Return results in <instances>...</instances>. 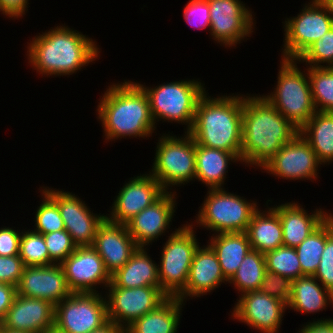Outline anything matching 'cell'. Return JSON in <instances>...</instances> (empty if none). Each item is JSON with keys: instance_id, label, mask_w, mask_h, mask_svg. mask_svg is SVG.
I'll return each instance as SVG.
<instances>
[{"instance_id": "51", "label": "cell", "mask_w": 333, "mask_h": 333, "mask_svg": "<svg viewBox=\"0 0 333 333\" xmlns=\"http://www.w3.org/2000/svg\"><path fill=\"white\" fill-rule=\"evenodd\" d=\"M327 219L331 222L332 228H333V215L331 213H327Z\"/></svg>"}, {"instance_id": "18", "label": "cell", "mask_w": 333, "mask_h": 333, "mask_svg": "<svg viewBox=\"0 0 333 333\" xmlns=\"http://www.w3.org/2000/svg\"><path fill=\"white\" fill-rule=\"evenodd\" d=\"M286 308V303L257 290L239 297L232 316L263 333H276Z\"/></svg>"}, {"instance_id": "7", "label": "cell", "mask_w": 333, "mask_h": 333, "mask_svg": "<svg viewBox=\"0 0 333 333\" xmlns=\"http://www.w3.org/2000/svg\"><path fill=\"white\" fill-rule=\"evenodd\" d=\"M193 225H184L166 241L158 265L161 290L168 297H178L186 288L193 256L199 246Z\"/></svg>"}, {"instance_id": "52", "label": "cell", "mask_w": 333, "mask_h": 333, "mask_svg": "<svg viewBox=\"0 0 333 333\" xmlns=\"http://www.w3.org/2000/svg\"><path fill=\"white\" fill-rule=\"evenodd\" d=\"M45 333H60V332H58V331L55 330V329H51V330H48V331L45 332Z\"/></svg>"}, {"instance_id": "17", "label": "cell", "mask_w": 333, "mask_h": 333, "mask_svg": "<svg viewBox=\"0 0 333 333\" xmlns=\"http://www.w3.org/2000/svg\"><path fill=\"white\" fill-rule=\"evenodd\" d=\"M147 175L133 177L120 188L111 216H106L108 221L125 225L165 193L161 184L150 173Z\"/></svg>"}, {"instance_id": "21", "label": "cell", "mask_w": 333, "mask_h": 333, "mask_svg": "<svg viewBox=\"0 0 333 333\" xmlns=\"http://www.w3.org/2000/svg\"><path fill=\"white\" fill-rule=\"evenodd\" d=\"M54 314L51 302L16 294L0 325L9 330L45 333L54 329Z\"/></svg>"}, {"instance_id": "41", "label": "cell", "mask_w": 333, "mask_h": 333, "mask_svg": "<svg viewBox=\"0 0 333 333\" xmlns=\"http://www.w3.org/2000/svg\"><path fill=\"white\" fill-rule=\"evenodd\" d=\"M292 283L291 279L266 270L259 291L288 304Z\"/></svg>"}, {"instance_id": "12", "label": "cell", "mask_w": 333, "mask_h": 333, "mask_svg": "<svg viewBox=\"0 0 333 333\" xmlns=\"http://www.w3.org/2000/svg\"><path fill=\"white\" fill-rule=\"evenodd\" d=\"M107 287L108 320L123 330L138 318L155 310L168 298L160 287L121 288L112 282Z\"/></svg>"}, {"instance_id": "15", "label": "cell", "mask_w": 333, "mask_h": 333, "mask_svg": "<svg viewBox=\"0 0 333 333\" xmlns=\"http://www.w3.org/2000/svg\"><path fill=\"white\" fill-rule=\"evenodd\" d=\"M60 265L72 293H95L97 284L107 287L111 282L103 259L92 246L77 247Z\"/></svg>"}, {"instance_id": "47", "label": "cell", "mask_w": 333, "mask_h": 333, "mask_svg": "<svg viewBox=\"0 0 333 333\" xmlns=\"http://www.w3.org/2000/svg\"><path fill=\"white\" fill-rule=\"evenodd\" d=\"M300 333H333V319H323L305 324Z\"/></svg>"}, {"instance_id": "25", "label": "cell", "mask_w": 333, "mask_h": 333, "mask_svg": "<svg viewBox=\"0 0 333 333\" xmlns=\"http://www.w3.org/2000/svg\"><path fill=\"white\" fill-rule=\"evenodd\" d=\"M144 247H139L129 261L113 275L111 282L121 288L160 287L158 266Z\"/></svg>"}, {"instance_id": "4", "label": "cell", "mask_w": 333, "mask_h": 333, "mask_svg": "<svg viewBox=\"0 0 333 333\" xmlns=\"http://www.w3.org/2000/svg\"><path fill=\"white\" fill-rule=\"evenodd\" d=\"M242 112V96L210 98L205 92L188 133L199 145L232 152L241 159Z\"/></svg>"}, {"instance_id": "3", "label": "cell", "mask_w": 333, "mask_h": 333, "mask_svg": "<svg viewBox=\"0 0 333 333\" xmlns=\"http://www.w3.org/2000/svg\"><path fill=\"white\" fill-rule=\"evenodd\" d=\"M97 111L108 141L124 136L148 137L156 128L148 96L136 82L124 80L109 86Z\"/></svg>"}, {"instance_id": "22", "label": "cell", "mask_w": 333, "mask_h": 333, "mask_svg": "<svg viewBox=\"0 0 333 333\" xmlns=\"http://www.w3.org/2000/svg\"><path fill=\"white\" fill-rule=\"evenodd\" d=\"M170 193V194H169ZM175 193L165 192L157 201L148 206L125 225L139 247L147 246L169 228L175 212Z\"/></svg>"}, {"instance_id": "8", "label": "cell", "mask_w": 333, "mask_h": 333, "mask_svg": "<svg viewBox=\"0 0 333 333\" xmlns=\"http://www.w3.org/2000/svg\"><path fill=\"white\" fill-rule=\"evenodd\" d=\"M185 133L183 138L167 134L158 140L150 174L161 184L165 192L169 190L168 187L195 179V141L188 132Z\"/></svg>"}, {"instance_id": "20", "label": "cell", "mask_w": 333, "mask_h": 333, "mask_svg": "<svg viewBox=\"0 0 333 333\" xmlns=\"http://www.w3.org/2000/svg\"><path fill=\"white\" fill-rule=\"evenodd\" d=\"M92 247L103 259L110 276L122 268L139 248L126 225L110 222L106 218L97 228Z\"/></svg>"}, {"instance_id": "13", "label": "cell", "mask_w": 333, "mask_h": 333, "mask_svg": "<svg viewBox=\"0 0 333 333\" xmlns=\"http://www.w3.org/2000/svg\"><path fill=\"white\" fill-rule=\"evenodd\" d=\"M210 9V33L217 43L232 47L249 37L252 12L240 0H207Z\"/></svg>"}, {"instance_id": "10", "label": "cell", "mask_w": 333, "mask_h": 333, "mask_svg": "<svg viewBox=\"0 0 333 333\" xmlns=\"http://www.w3.org/2000/svg\"><path fill=\"white\" fill-rule=\"evenodd\" d=\"M101 294L72 293L55 305L54 329L60 333H90L108 320L107 299Z\"/></svg>"}, {"instance_id": "36", "label": "cell", "mask_w": 333, "mask_h": 333, "mask_svg": "<svg viewBox=\"0 0 333 333\" xmlns=\"http://www.w3.org/2000/svg\"><path fill=\"white\" fill-rule=\"evenodd\" d=\"M19 257L24 266H48L50 257L43 234L35 231L21 232Z\"/></svg>"}, {"instance_id": "35", "label": "cell", "mask_w": 333, "mask_h": 333, "mask_svg": "<svg viewBox=\"0 0 333 333\" xmlns=\"http://www.w3.org/2000/svg\"><path fill=\"white\" fill-rule=\"evenodd\" d=\"M266 270L293 280L303 277L294 247L281 246L265 254Z\"/></svg>"}, {"instance_id": "2", "label": "cell", "mask_w": 333, "mask_h": 333, "mask_svg": "<svg viewBox=\"0 0 333 333\" xmlns=\"http://www.w3.org/2000/svg\"><path fill=\"white\" fill-rule=\"evenodd\" d=\"M50 30L35 36L28 45L29 63L40 74L71 75L98 59L100 51L92 38L68 26H57Z\"/></svg>"}, {"instance_id": "46", "label": "cell", "mask_w": 333, "mask_h": 333, "mask_svg": "<svg viewBox=\"0 0 333 333\" xmlns=\"http://www.w3.org/2000/svg\"><path fill=\"white\" fill-rule=\"evenodd\" d=\"M28 4V0H0V12L11 18L22 17Z\"/></svg>"}, {"instance_id": "16", "label": "cell", "mask_w": 333, "mask_h": 333, "mask_svg": "<svg viewBox=\"0 0 333 333\" xmlns=\"http://www.w3.org/2000/svg\"><path fill=\"white\" fill-rule=\"evenodd\" d=\"M320 165L310 144L298 133L262 167L285 179H315Z\"/></svg>"}, {"instance_id": "50", "label": "cell", "mask_w": 333, "mask_h": 333, "mask_svg": "<svg viewBox=\"0 0 333 333\" xmlns=\"http://www.w3.org/2000/svg\"><path fill=\"white\" fill-rule=\"evenodd\" d=\"M2 333H29V332L9 330V329H6V328L2 327Z\"/></svg>"}, {"instance_id": "45", "label": "cell", "mask_w": 333, "mask_h": 333, "mask_svg": "<svg viewBox=\"0 0 333 333\" xmlns=\"http://www.w3.org/2000/svg\"><path fill=\"white\" fill-rule=\"evenodd\" d=\"M17 294L16 287L6 283H0V323L5 318L7 311L12 306Z\"/></svg>"}, {"instance_id": "29", "label": "cell", "mask_w": 333, "mask_h": 333, "mask_svg": "<svg viewBox=\"0 0 333 333\" xmlns=\"http://www.w3.org/2000/svg\"><path fill=\"white\" fill-rule=\"evenodd\" d=\"M215 252L227 282L251 250L246 232L219 233L208 244Z\"/></svg>"}, {"instance_id": "34", "label": "cell", "mask_w": 333, "mask_h": 333, "mask_svg": "<svg viewBox=\"0 0 333 333\" xmlns=\"http://www.w3.org/2000/svg\"><path fill=\"white\" fill-rule=\"evenodd\" d=\"M307 72L316 111L333 113V67H309Z\"/></svg>"}, {"instance_id": "33", "label": "cell", "mask_w": 333, "mask_h": 333, "mask_svg": "<svg viewBox=\"0 0 333 333\" xmlns=\"http://www.w3.org/2000/svg\"><path fill=\"white\" fill-rule=\"evenodd\" d=\"M327 241V219L295 247L304 276H314Z\"/></svg>"}, {"instance_id": "14", "label": "cell", "mask_w": 333, "mask_h": 333, "mask_svg": "<svg viewBox=\"0 0 333 333\" xmlns=\"http://www.w3.org/2000/svg\"><path fill=\"white\" fill-rule=\"evenodd\" d=\"M43 191L58 205L65 230L76 246H92L97 228L106 215H93L86 204L70 192L52 190L49 187H45Z\"/></svg>"}, {"instance_id": "42", "label": "cell", "mask_w": 333, "mask_h": 333, "mask_svg": "<svg viewBox=\"0 0 333 333\" xmlns=\"http://www.w3.org/2000/svg\"><path fill=\"white\" fill-rule=\"evenodd\" d=\"M184 18L188 24L198 29H210V9L207 0H190L184 8Z\"/></svg>"}, {"instance_id": "32", "label": "cell", "mask_w": 333, "mask_h": 333, "mask_svg": "<svg viewBox=\"0 0 333 333\" xmlns=\"http://www.w3.org/2000/svg\"><path fill=\"white\" fill-rule=\"evenodd\" d=\"M266 271L265 255L257 250H250L241 262L238 270L228 281L233 283L241 295L260 288Z\"/></svg>"}, {"instance_id": "5", "label": "cell", "mask_w": 333, "mask_h": 333, "mask_svg": "<svg viewBox=\"0 0 333 333\" xmlns=\"http://www.w3.org/2000/svg\"><path fill=\"white\" fill-rule=\"evenodd\" d=\"M296 62V59H282L276 88L263 97L300 130L316 109L308 74L301 72Z\"/></svg>"}, {"instance_id": "30", "label": "cell", "mask_w": 333, "mask_h": 333, "mask_svg": "<svg viewBox=\"0 0 333 333\" xmlns=\"http://www.w3.org/2000/svg\"><path fill=\"white\" fill-rule=\"evenodd\" d=\"M314 276H303L292 283L287 307L300 313H314L333 304V294L317 282ZM329 301V302H328Z\"/></svg>"}, {"instance_id": "40", "label": "cell", "mask_w": 333, "mask_h": 333, "mask_svg": "<svg viewBox=\"0 0 333 333\" xmlns=\"http://www.w3.org/2000/svg\"><path fill=\"white\" fill-rule=\"evenodd\" d=\"M314 277L333 294V228L327 219V241Z\"/></svg>"}, {"instance_id": "27", "label": "cell", "mask_w": 333, "mask_h": 333, "mask_svg": "<svg viewBox=\"0 0 333 333\" xmlns=\"http://www.w3.org/2000/svg\"><path fill=\"white\" fill-rule=\"evenodd\" d=\"M182 304L178 297H168L155 310L135 320L124 333H176Z\"/></svg>"}, {"instance_id": "19", "label": "cell", "mask_w": 333, "mask_h": 333, "mask_svg": "<svg viewBox=\"0 0 333 333\" xmlns=\"http://www.w3.org/2000/svg\"><path fill=\"white\" fill-rule=\"evenodd\" d=\"M16 290L21 296L47 300L54 306L72 294L60 264L25 266Z\"/></svg>"}, {"instance_id": "26", "label": "cell", "mask_w": 333, "mask_h": 333, "mask_svg": "<svg viewBox=\"0 0 333 333\" xmlns=\"http://www.w3.org/2000/svg\"><path fill=\"white\" fill-rule=\"evenodd\" d=\"M195 179L202 181L209 189L221 188L226 178V169L229 161L241 162V159L232 152L209 148L195 142Z\"/></svg>"}, {"instance_id": "44", "label": "cell", "mask_w": 333, "mask_h": 333, "mask_svg": "<svg viewBox=\"0 0 333 333\" xmlns=\"http://www.w3.org/2000/svg\"><path fill=\"white\" fill-rule=\"evenodd\" d=\"M21 233L5 227L0 229V256L19 255Z\"/></svg>"}, {"instance_id": "23", "label": "cell", "mask_w": 333, "mask_h": 333, "mask_svg": "<svg viewBox=\"0 0 333 333\" xmlns=\"http://www.w3.org/2000/svg\"><path fill=\"white\" fill-rule=\"evenodd\" d=\"M204 247L198 246L194 253L186 288L178 296L182 302L185 297H200L227 282L215 252L209 245Z\"/></svg>"}, {"instance_id": "6", "label": "cell", "mask_w": 333, "mask_h": 333, "mask_svg": "<svg viewBox=\"0 0 333 333\" xmlns=\"http://www.w3.org/2000/svg\"><path fill=\"white\" fill-rule=\"evenodd\" d=\"M146 92L154 123L156 119L174 121L187 125L189 132L193 126L196 106L205 93L201 82L196 80L174 81L154 88L139 84Z\"/></svg>"}, {"instance_id": "28", "label": "cell", "mask_w": 333, "mask_h": 333, "mask_svg": "<svg viewBox=\"0 0 333 333\" xmlns=\"http://www.w3.org/2000/svg\"><path fill=\"white\" fill-rule=\"evenodd\" d=\"M246 234L251 249L263 254L283 246L279 214L273 208L268 207L265 213L257 210L248 224Z\"/></svg>"}, {"instance_id": "43", "label": "cell", "mask_w": 333, "mask_h": 333, "mask_svg": "<svg viewBox=\"0 0 333 333\" xmlns=\"http://www.w3.org/2000/svg\"><path fill=\"white\" fill-rule=\"evenodd\" d=\"M24 264L19 255L0 256V283L17 287L21 279Z\"/></svg>"}, {"instance_id": "11", "label": "cell", "mask_w": 333, "mask_h": 333, "mask_svg": "<svg viewBox=\"0 0 333 333\" xmlns=\"http://www.w3.org/2000/svg\"><path fill=\"white\" fill-rule=\"evenodd\" d=\"M302 12L285 21L282 59H298L316 40L333 27V14L321 0L304 5Z\"/></svg>"}, {"instance_id": "48", "label": "cell", "mask_w": 333, "mask_h": 333, "mask_svg": "<svg viewBox=\"0 0 333 333\" xmlns=\"http://www.w3.org/2000/svg\"><path fill=\"white\" fill-rule=\"evenodd\" d=\"M90 333H124V330L114 322L108 321L101 328L93 330Z\"/></svg>"}, {"instance_id": "37", "label": "cell", "mask_w": 333, "mask_h": 333, "mask_svg": "<svg viewBox=\"0 0 333 333\" xmlns=\"http://www.w3.org/2000/svg\"><path fill=\"white\" fill-rule=\"evenodd\" d=\"M43 201L37 208L35 216V232L47 234L54 231L65 230L63 219L60 215L58 205L43 191Z\"/></svg>"}, {"instance_id": "38", "label": "cell", "mask_w": 333, "mask_h": 333, "mask_svg": "<svg viewBox=\"0 0 333 333\" xmlns=\"http://www.w3.org/2000/svg\"><path fill=\"white\" fill-rule=\"evenodd\" d=\"M301 60L306 64L308 63L310 67H333V27L319 40L313 42L297 59L299 62ZM320 63L328 65H321Z\"/></svg>"}, {"instance_id": "1", "label": "cell", "mask_w": 333, "mask_h": 333, "mask_svg": "<svg viewBox=\"0 0 333 333\" xmlns=\"http://www.w3.org/2000/svg\"><path fill=\"white\" fill-rule=\"evenodd\" d=\"M243 97L241 162L263 167L285 143L298 133L296 128L263 96Z\"/></svg>"}, {"instance_id": "39", "label": "cell", "mask_w": 333, "mask_h": 333, "mask_svg": "<svg viewBox=\"0 0 333 333\" xmlns=\"http://www.w3.org/2000/svg\"><path fill=\"white\" fill-rule=\"evenodd\" d=\"M43 237L49 252L50 265L61 264L77 248L66 230L43 234Z\"/></svg>"}, {"instance_id": "24", "label": "cell", "mask_w": 333, "mask_h": 333, "mask_svg": "<svg viewBox=\"0 0 333 333\" xmlns=\"http://www.w3.org/2000/svg\"><path fill=\"white\" fill-rule=\"evenodd\" d=\"M272 208L279 214L283 246L287 247L298 246L327 219L326 212L321 209H316L310 215L295 202L276 205Z\"/></svg>"}, {"instance_id": "49", "label": "cell", "mask_w": 333, "mask_h": 333, "mask_svg": "<svg viewBox=\"0 0 333 333\" xmlns=\"http://www.w3.org/2000/svg\"><path fill=\"white\" fill-rule=\"evenodd\" d=\"M328 8V10L333 14V0H321Z\"/></svg>"}, {"instance_id": "9", "label": "cell", "mask_w": 333, "mask_h": 333, "mask_svg": "<svg viewBox=\"0 0 333 333\" xmlns=\"http://www.w3.org/2000/svg\"><path fill=\"white\" fill-rule=\"evenodd\" d=\"M199 210L196 222L207 230L218 233L246 232L257 203H250L223 188L209 189Z\"/></svg>"}, {"instance_id": "31", "label": "cell", "mask_w": 333, "mask_h": 333, "mask_svg": "<svg viewBox=\"0 0 333 333\" xmlns=\"http://www.w3.org/2000/svg\"><path fill=\"white\" fill-rule=\"evenodd\" d=\"M299 133L310 144L321 165L333 161L332 112L316 111Z\"/></svg>"}]
</instances>
